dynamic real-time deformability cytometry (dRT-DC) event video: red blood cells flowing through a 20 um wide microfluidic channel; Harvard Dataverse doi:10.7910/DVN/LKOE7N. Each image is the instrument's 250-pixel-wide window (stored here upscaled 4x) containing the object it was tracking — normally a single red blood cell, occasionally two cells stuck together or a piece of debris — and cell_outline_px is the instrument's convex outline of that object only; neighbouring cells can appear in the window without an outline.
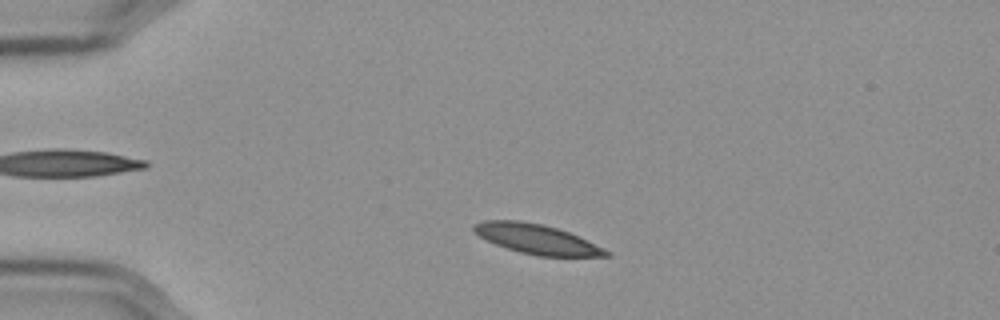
{"species": "Egyptian fruit bat (a non-hibernating species)", "species_latin": "Rousettus aegyptiacus", "temperature_condition": "cold", "stored_images_in_passage": 48, "camera_frame_rate_fps": 3000, "um_per_image_px": 0.085, "frame": {"image": 1, "passage_image": 4, "time_ms": 1.0, "image_size_px": [1000, 320], "cell_outline_px": [[612, 256], [536, 256], [520, 252], [496, 244], [480, 236], [472, 228], [472, 224], [484, 220], [520, 220], [540, 224], [556, 228], [568, 232], [604, 248], [612, 252]], "centroid_in_image_um": [45.63, 20.32], "position_along_channel_um": 39.4, "area_um2": 22.6}}
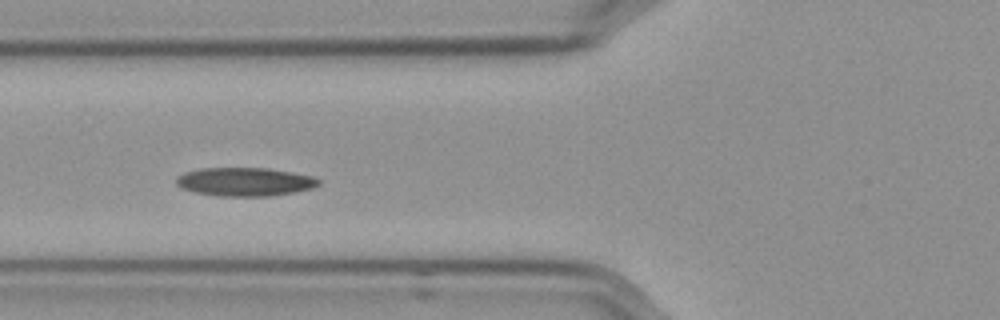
{"frame": {"image": 2, "passage_image": 13, "time_ms": 4.0, "image_size_px": [1000, 320], "cell_outline_px": [[320, 184], [312, 188], [292, 192], [268, 196], [220, 196], [196, 192], [180, 188], [176, 184], [176, 176], [184, 172], [200, 168], [268, 168], [292, 172], [312, 176], [320, 180]], "centroid_in_image_um": [20.78, 15.44], "position_along_channel_um": 105.0, "area_um2": 23.64}}
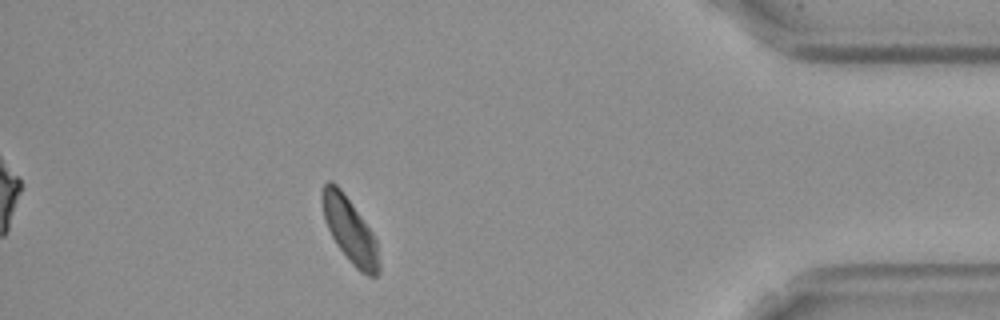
{"frame": {"image": 3, "passage_image": 42, "time_ms": 13.667, "image_size_px": [1000, 320], "cell_outline_px": [[380, 272], [376, 276], [368, 276], [360, 272], [352, 264], [336, 244], [324, 220], [320, 200], [320, 192], [324, 184], [328, 180], [332, 180], [340, 188], [372, 232], [376, 240], [380, 260]], "centroid_in_image_um": [29.72, 19.56], "position_along_channel_um": 405.5, "area_um2": 21.62}}